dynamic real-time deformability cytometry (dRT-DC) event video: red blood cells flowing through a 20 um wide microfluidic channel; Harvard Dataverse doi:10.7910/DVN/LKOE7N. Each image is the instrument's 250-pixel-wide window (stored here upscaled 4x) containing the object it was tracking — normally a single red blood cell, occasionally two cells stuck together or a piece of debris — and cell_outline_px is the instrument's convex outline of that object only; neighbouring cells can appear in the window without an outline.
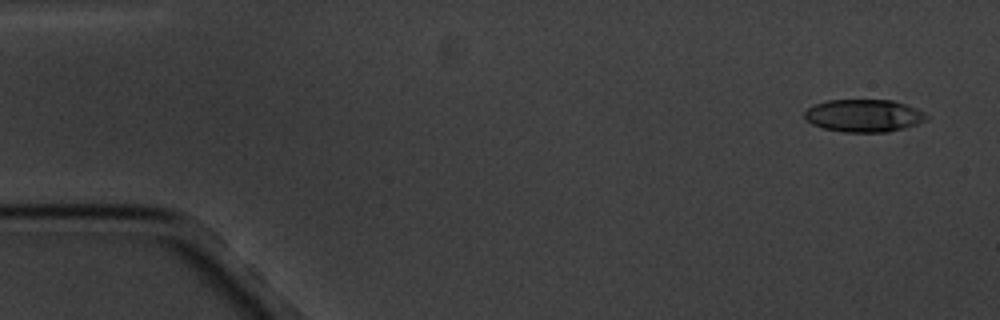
{"species": "common noctule bat (a hibernating species)", "species_latin": "Nyctalus noctula", "temperature_condition": "cold", "stored_images_in_passage": 3, "segment_of_instrument_passage": [2, 2], "camera_frame_rate_fps": 3000, "um_per_image_px": 0.085, "animal": {"sex": "male", "body_mass_g": 20.1, "forearm_length_mm": 53.5}, "frame": {"image": 1, "passage_image": 3, "time_ms": 3.0, "image_size_px": [1000, 320], "cell_outline_px": [[928, 120], [904, 128], [888, 132], [844, 132], [824, 128], [812, 124], [804, 120], [804, 112], [808, 108], [816, 104], [828, 100], [892, 100], [916, 108], [924, 112], [928, 116]], "centroid_in_image_um": [73.42, 9.83], "position_along_channel_um": 11.6, "area_um2": 23.18}}